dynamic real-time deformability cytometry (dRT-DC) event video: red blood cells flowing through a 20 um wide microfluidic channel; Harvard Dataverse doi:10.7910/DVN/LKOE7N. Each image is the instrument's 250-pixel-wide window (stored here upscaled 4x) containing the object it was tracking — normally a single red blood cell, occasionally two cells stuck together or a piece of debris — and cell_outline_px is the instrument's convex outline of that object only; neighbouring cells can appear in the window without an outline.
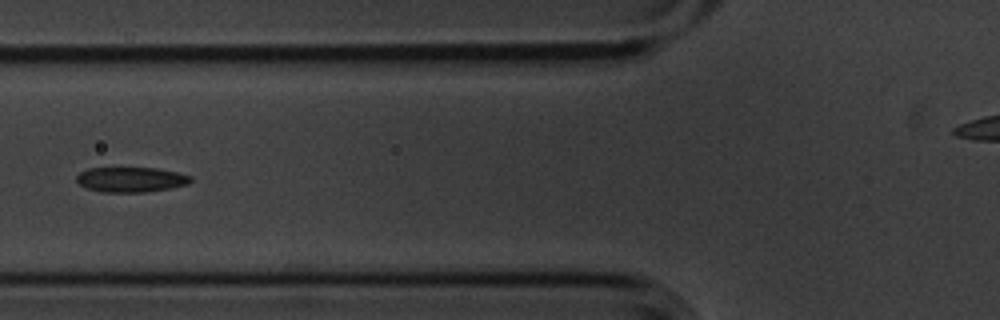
{"species": "common noctule bat (a hibernating species)", "species_latin": "Nyctalus noctula", "temperature_condition": "cold", "stored_images_in_passage": 6, "camera_frame_rate_fps": 3000, "um_per_image_px": 0.085, "animal": {"sex": "male", "body_mass_g": 20.1, "forearm_length_mm": 53.5}, "frame": {"image": 1, "passage_image": 6, "time_ms": 1.667, "image_size_px": [1000, 320], "cell_outline_px": [[192, 180], [188, 184], [168, 188], [144, 192], [100, 192], [84, 188], [76, 180], [76, 176], [80, 172], [88, 168], [156, 168], [176, 172], [192, 176]], "centroid_in_image_um": [11.09, 15.26], "position_along_channel_um": 114.7, "area_um2": 16.65}}